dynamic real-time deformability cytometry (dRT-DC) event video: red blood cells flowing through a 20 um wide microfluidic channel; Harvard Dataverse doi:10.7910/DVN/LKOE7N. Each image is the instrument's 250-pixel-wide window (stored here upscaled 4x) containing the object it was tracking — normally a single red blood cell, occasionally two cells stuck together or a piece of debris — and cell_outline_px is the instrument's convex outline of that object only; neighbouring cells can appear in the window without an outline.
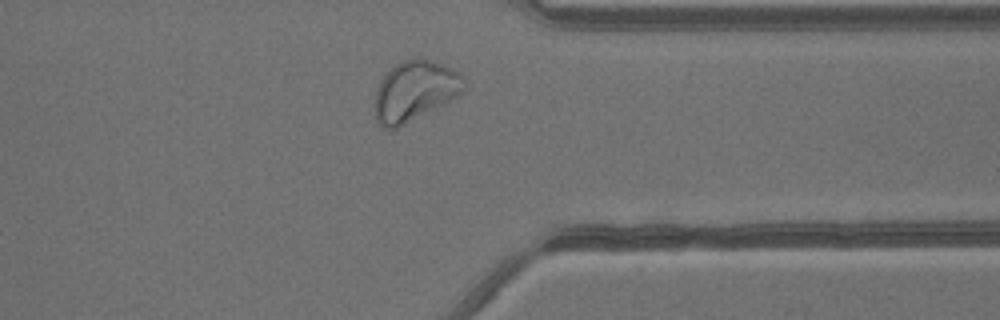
{"species": "common noctule bat (a hibernating species)", "species_latin": "Nyctalus noctula", "temperature_condition": "warm", "stored_images_in_passage": 32, "camera_frame_rate_fps": 3000, "um_per_image_px": 0.085, "animal": {"sex": "male", "body_mass_g": 13.3}, "frame": {"image": 1, "passage_image": 23, "time_ms": 7.333, "image_size_px": [1000, 320], "cell_outline_px": [[468, 88], [464, 92], [444, 104], [396, 128], [384, 128], [376, 120], [376, 92], [380, 80], [396, 64], [412, 56], [416, 56], [432, 60], [444, 64], [452, 68], [468, 84]], "centroid_in_image_um": [35.31, 7.69], "position_along_channel_um": 376.1, "area_um2": 31.21}}